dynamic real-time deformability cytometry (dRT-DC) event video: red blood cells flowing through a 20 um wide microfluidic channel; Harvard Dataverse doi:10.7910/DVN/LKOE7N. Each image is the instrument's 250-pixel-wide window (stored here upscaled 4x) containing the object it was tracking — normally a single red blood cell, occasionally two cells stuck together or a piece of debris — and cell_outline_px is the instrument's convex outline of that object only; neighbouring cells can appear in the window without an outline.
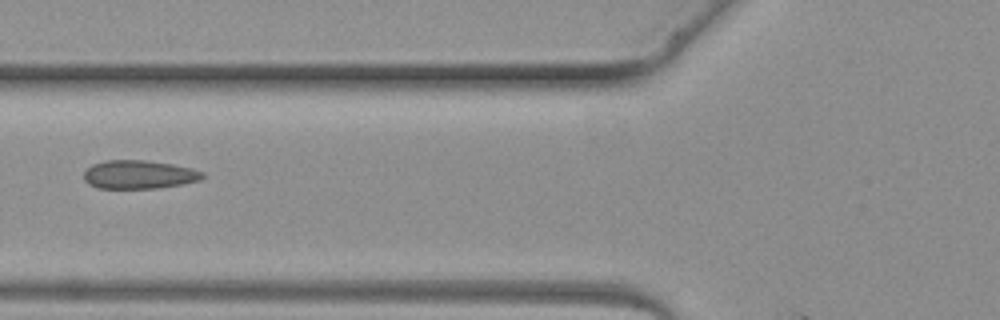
{"species": "common noctule bat (a hibernating species)", "species_latin": "Nyctalus noctula", "temperature_condition": "warm", "stored_images_in_passage": 3, "camera_frame_rate_fps": 3000, "um_per_image_px": 0.085, "animal": {"sex": "female", "body_mass_g": 19.3, "forearm_length_mm": 54.1}, "frame": {"image": 1, "passage_image": 2, "time_ms": 1.333, "image_size_px": [1000, 320], "cell_outline_px": [[204, 176], [200, 180], [160, 188], [96, 188], [88, 184], [84, 180], [84, 172], [92, 164], [104, 160], [144, 160], [172, 164], [192, 168], [204, 172]], "centroid_in_image_um": [11.79, 14.83], "position_along_channel_um": 114.0, "area_um2": 19.77}}